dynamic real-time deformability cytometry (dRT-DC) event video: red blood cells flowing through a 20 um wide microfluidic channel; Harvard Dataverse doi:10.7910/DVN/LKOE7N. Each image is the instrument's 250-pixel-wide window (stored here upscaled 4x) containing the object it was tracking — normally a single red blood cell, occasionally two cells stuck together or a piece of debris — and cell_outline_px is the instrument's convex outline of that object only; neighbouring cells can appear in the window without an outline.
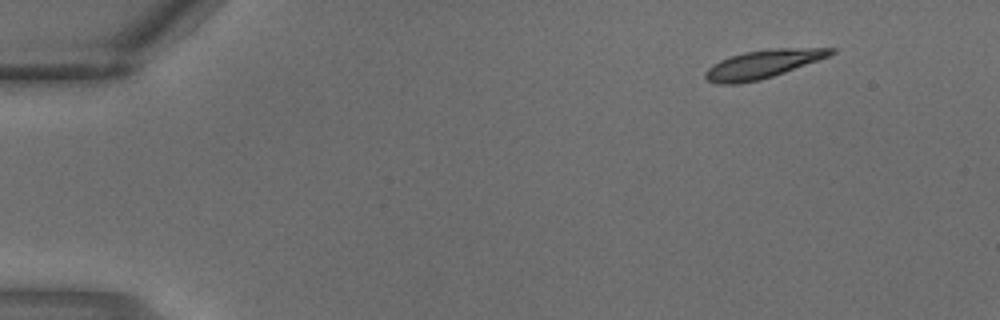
{"species": "common noctule bat (a hibernating species)", "species_latin": "Nyctalus noctula", "temperature_condition": "warm", "stored_images_in_passage": 3, "camera_frame_rate_fps": 3000, "um_per_image_px": 0.085, "animal": {"sex": "male", "body_mass_g": 18.8}, "frame": {"image": 1, "passage_image": 1, "time_ms": 0.0, "image_size_px": [1000, 320], "cell_outline_px": [[836, 52], [828, 56], [784, 72], [760, 80], [740, 84], [716, 84], [708, 80], [704, 76], [704, 72], [712, 64], [720, 60], [744, 52], [772, 48], [836, 48]], "centroid_in_image_um": [64.79, 5.46], "position_along_channel_um": 20.2, "area_um2": 20.52}}